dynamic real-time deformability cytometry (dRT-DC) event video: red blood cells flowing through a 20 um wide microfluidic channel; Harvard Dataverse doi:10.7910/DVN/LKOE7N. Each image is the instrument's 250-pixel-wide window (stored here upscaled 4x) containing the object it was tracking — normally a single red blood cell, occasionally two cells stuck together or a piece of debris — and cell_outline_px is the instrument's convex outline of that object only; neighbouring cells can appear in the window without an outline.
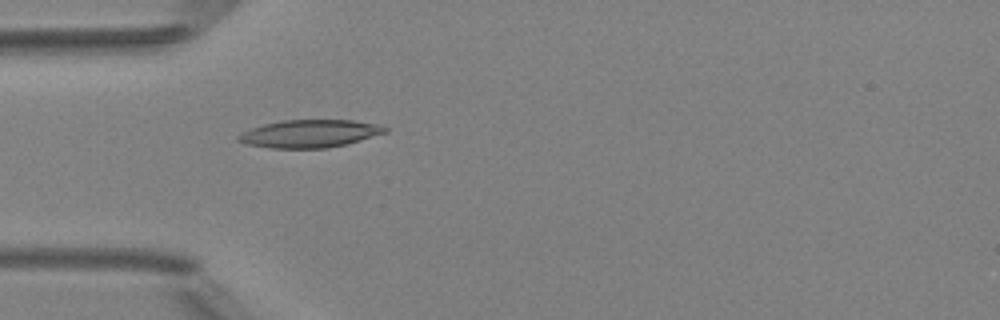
{"species": "Egyptian fruit bat (a non-hibernating species)", "species_latin": "Rousettus aegyptiacus", "temperature_condition": "room temperature", "stored_images_in_passage": 1, "camera_frame_rate_fps": 3000, "um_per_image_px": 0.085, "animal": {"sex": "female"}, "frame": {"image": 1, "passage_image": 1, "time_ms": 0.0, "image_size_px": [1000, 320], "cell_outline_px": [[388, 132], [360, 140], [328, 148], [272, 148], [248, 144], [236, 140], [236, 136], [252, 128], [264, 124], [284, 120], [352, 120], [380, 124], [388, 128]], "centroid_in_image_um": [26.36, 11.35], "position_along_channel_um": 58.6, "area_um2": 23.58}}